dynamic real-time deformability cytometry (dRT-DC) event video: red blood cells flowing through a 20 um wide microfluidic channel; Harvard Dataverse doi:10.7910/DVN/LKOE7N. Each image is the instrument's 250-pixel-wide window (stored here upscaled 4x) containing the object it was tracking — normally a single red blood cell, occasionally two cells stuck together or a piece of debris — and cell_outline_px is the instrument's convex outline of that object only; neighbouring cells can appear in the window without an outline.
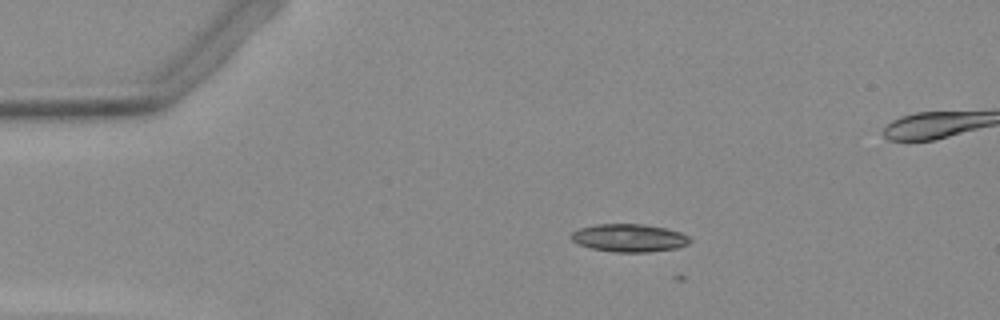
{"species": "Egyptian fruit bat (a non-hibernating species)", "species_latin": "Rousettus aegyptiacus", "temperature_condition": "warm", "stored_images_in_passage": 6, "camera_frame_rate_fps": 3000, "um_per_image_px": 0.085, "animal": {"sex": "female"}, "frame": {"image": 1, "passage_image": 2, "time_ms": 0.333, "image_size_px": [1000, 320], "cell_outline_px": [[692, 240], [688, 244], [676, 248], [648, 252], [612, 252], [592, 248], [580, 244], [572, 240], [568, 236], [572, 232], [580, 228], [596, 224], [644, 224], [664, 228], [680, 232], [688, 236]], "centroid_in_image_um": [53.47, 20.22], "position_along_channel_um": 31.5, "area_um2": 19.25}}